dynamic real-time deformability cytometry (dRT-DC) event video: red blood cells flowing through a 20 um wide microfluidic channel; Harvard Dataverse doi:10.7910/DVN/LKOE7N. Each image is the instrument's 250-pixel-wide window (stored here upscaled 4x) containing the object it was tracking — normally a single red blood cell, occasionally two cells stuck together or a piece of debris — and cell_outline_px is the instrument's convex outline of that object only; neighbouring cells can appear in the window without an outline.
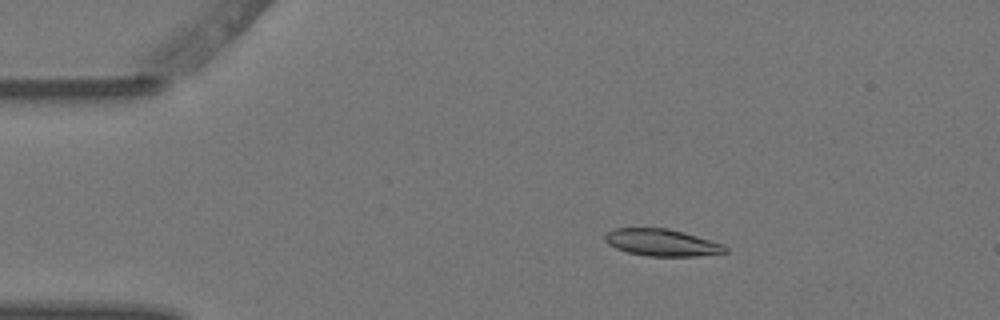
{"species": "Egyptian fruit bat (a non-hibernating species)", "species_latin": "Rousettus aegyptiacus", "temperature_condition": "warm", "stored_images_in_passage": 4, "camera_frame_rate_fps": 3000, "um_per_image_px": 0.085, "animal": {"sex": "female"}, "frame": {"image": 1, "passage_image": 3, "time_ms": 0.667, "image_size_px": [1000, 320], "cell_outline_px": [[728, 252], [696, 256], [648, 256], [628, 252], [616, 248], [608, 244], [604, 240], [604, 236], [608, 232], [616, 228], [668, 228], [684, 232], [724, 244], [728, 248]], "centroid_in_image_um": [56.28, 20.61], "position_along_channel_um": 28.7, "area_um2": 18.9}}